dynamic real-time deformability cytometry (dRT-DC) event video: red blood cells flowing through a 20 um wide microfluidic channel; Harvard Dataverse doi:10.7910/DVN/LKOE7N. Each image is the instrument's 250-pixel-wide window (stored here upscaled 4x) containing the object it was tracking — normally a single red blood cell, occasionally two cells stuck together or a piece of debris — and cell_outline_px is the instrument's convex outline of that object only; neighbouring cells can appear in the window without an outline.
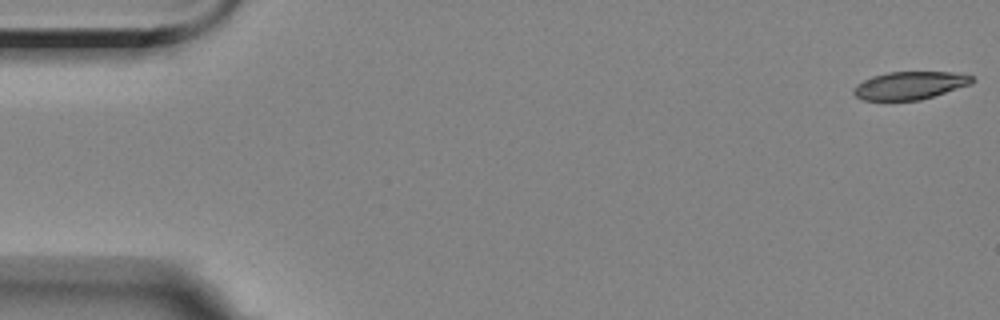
{"species": "Egyptian fruit bat (a non-hibernating species)", "species_latin": "Rousettus aegyptiacus", "temperature_condition": "room temperature", "stored_images_in_passage": 6, "camera_frame_rate_fps": 3000, "um_per_image_px": 0.085, "animal": {"sex": "female"}, "frame": {"image": 1, "passage_image": 1, "time_ms": 0.0, "image_size_px": [1000, 320], "cell_outline_px": [[976, 80], [972, 84], [920, 100], [864, 100], [856, 96], [852, 92], [852, 88], [856, 84], [872, 76], [888, 72], [952, 72], [972, 76]], "centroid_in_image_um": [77.33, 7.26], "position_along_channel_um": 7.7, "area_um2": 19.25}}
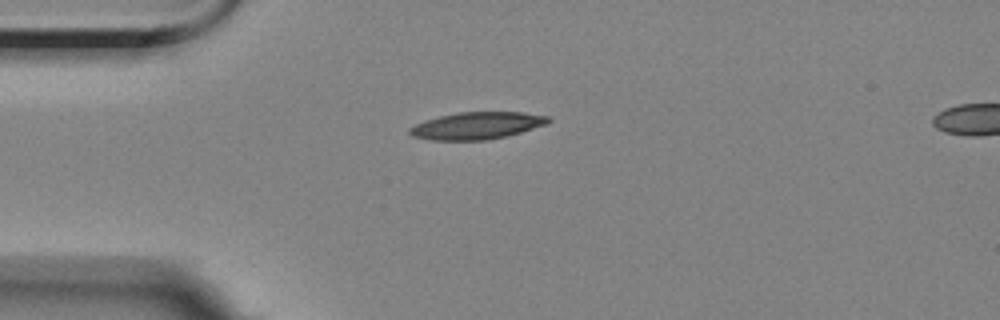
{"frame": {"image": 2, "passage_image": 5, "time_ms": 4.333, "image_size_px": [1000, 320], "cell_outline_px": [[552, 120], [544, 124], [520, 132], [488, 140], [432, 140], [412, 136], [408, 132], [408, 128], [424, 120], [440, 116], [460, 112], [524, 112], [548, 116]], "centroid_in_image_um": [40.49, 10.67], "position_along_channel_um": 44.5, "area_um2": 21.73}}